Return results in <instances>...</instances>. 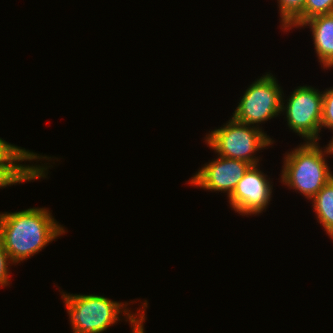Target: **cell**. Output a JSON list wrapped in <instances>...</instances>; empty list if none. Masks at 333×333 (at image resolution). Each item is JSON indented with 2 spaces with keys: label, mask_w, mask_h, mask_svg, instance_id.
I'll list each match as a JSON object with an SVG mask.
<instances>
[{
  "label": "cell",
  "mask_w": 333,
  "mask_h": 333,
  "mask_svg": "<svg viewBox=\"0 0 333 333\" xmlns=\"http://www.w3.org/2000/svg\"><path fill=\"white\" fill-rule=\"evenodd\" d=\"M65 232L45 207L0 213V239L15 265L42 251Z\"/></svg>",
  "instance_id": "cell-1"
},
{
  "label": "cell",
  "mask_w": 333,
  "mask_h": 333,
  "mask_svg": "<svg viewBox=\"0 0 333 333\" xmlns=\"http://www.w3.org/2000/svg\"><path fill=\"white\" fill-rule=\"evenodd\" d=\"M61 295L73 333H103L121 320V314L124 315L126 322L129 321L130 326H133L146 315V308H148L145 300L138 310L140 312L133 314V311L128 309L127 306L130 303L127 302L124 304L95 294H70L62 291Z\"/></svg>",
  "instance_id": "cell-2"
},
{
  "label": "cell",
  "mask_w": 333,
  "mask_h": 333,
  "mask_svg": "<svg viewBox=\"0 0 333 333\" xmlns=\"http://www.w3.org/2000/svg\"><path fill=\"white\" fill-rule=\"evenodd\" d=\"M322 149L317 141H306L286 152L281 183L311 200L333 178L326 161L330 154L326 146Z\"/></svg>",
  "instance_id": "cell-3"
},
{
  "label": "cell",
  "mask_w": 333,
  "mask_h": 333,
  "mask_svg": "<svg viewBox=\"0 0 333 333\" xmlns=\"http://www.w3.org/2000/svg\"><path fill=\"white\" fill-rule=\"evenodd\" d=\"M204 138L207 146L209 145L215 154L243 160L252 166L260 165V157L255 156L256 152L274 143L261 128L239 122L232 116L226 124L209 131Z\"/></svg>",
  "instance_id": "cell-4"
},
{
  "label": "cell",
  "mask_w": 333,
  "mask_h": 333,
  "mask_svg": "<svg viewBox=\"0 0 333 333\" xmlns=\"http://www.w3.org/2000/svg\"><path fill=\"white\" fill-rule=\"evenodd\" d=\"M253 82L240 98L232 117L262 129L261 123L281 115L283 90L270 72Z\"/></svg>",
  "instance_id": "cell-5"
},
{
  "label": "cell",
  "mask_w": 333,
  "mask_h": 333,
  "mask_svg": "<svg viewBox=\"0 0 333 333\" xmlns=\"http://www.w3.org/2000/svg\"><path fill=\"white\" fill-rule=\"evenodd\" d=\"M291 95L282 97L281 113L285 114L288 127L304 141L321 139L323 91L312 86H298ZM287 101V102H286ZM286 102V104H285ZM285 104V105H284Z\"/></svg>",
  "instance_id": "cell-6"
},
{
  "label": "cell",
  "mask_w": 333,
  "mask_h": 333,
  "mask_svg": "<svg viewBox=\"0 0 333 333\" xmlns=\"http://www.w3.org/2000/svg\"><path fill=\"white\" fill-rule=\"evenodd\" d=\"M254 165L238 182L232 195L228 198L231 208L240 215H258L268 207L273 185L268 175Z\"/></svg>",
  "instance_id": "cell-7"
},
{
  "label": "cell",
  "mask_w": 333,
  "mask_h": 333,
  "mask_svg": "<svg viewBox=\"0 0 333 333\" xmlns=\"http://www.w3.org/2000/svg\"><path fill=\"white\" fill-rule=\"evenodd\" d=\"M217 157V159L214 158V160L204 164L200 170L198 169L188 184L212 192H226L229 198L238 182L252 165L243 160L219 155Z\"/></svg>",
  "instance_id": "cell-8"
},
{
  "label": "cell",
  "mask_w": 333,
  "mask_h": 333,
  "mask_svg": "<svg viewBox=\"0 0 333 333\" xmlns=\"http://www.w3.org/2000/svg\"><path fill=\"white\" fill-rule=\"evenodd\" d=\"M310 27L318 61L325 69L333 68V13L314 16L299 27Z\"/></svg>",
  "instance_id": "cell-9"
},
{
  "label": "cell",
  "mask_w": 333,
  "mask_h": 333,
  "mask_svg": "<svg viewBox=\"0 0 333 333\" xmlns=\"http://www.w3.org/2000/svg\"><path fill=\"white\" fill-rule=\"evenodd\" d=\"M22 162H0V188L46 178L50 166L47 164H20ZM47 171V172H46Z\"/></svg>",
  "instance_id": "cell-10"
},
{
  "label": "cell",
  "mask_w": 333,
  "mask_h": 333,
  "mask_svg": "<svg viewBox=\"0 0 333 333\" xmlns=\"http://www.w3.org/2000/svg\"><path fill=\"white\" fill-rule=\"evenodd\" d=\"M315 216L333 240V178L311 199Z\"/></svg>",
  "instance_id": "cell-11"
},
{
  "label": "cell",
  "mask_w": 333,
  "mask_h": 333,
  "mask_svg": "<svg viewBox=\"0 0 333 333\" xmlns=\"http://www.w3.org/2000/svg\"><path fill=\"white\" fill-rule=\"evenodd\" d=\"M44 159L46 161H52L53 158H51V156H42L36 152L34 153L25 148L18 147L6 142L3 138H0V162H33L34 160L38 162Z\"/></svg>",
  "instance_id": "cell-12"
},
{
  "label": "cell",
  "mask_w": 333,
  "mask_h": 333,
  "mask_svg": "<svg viewBox=\"0 0 333 333\" xmlns=\"http://www.w3.org/2000/svg\"><path fill=\"white\" fill-rule=\"evenodd\" d=\"M329 13H333V0H306L303 11L283 31L299 28L308 19Z\"/></svg>",
  "instance_id": "cell-13"
},
{
  "label": "cell",
  "mask_w": 333,
  "mask_h": 333,
  "mask_svg": "<svg viewBox=\"0 0 333 333\" xmlns=\"http://www.w3.org/2000/svg\"><path fill=\"white\" fill-rule=\"evenodd\" d=\"M281 28L284 30L302 11L306 0H277Z\"/></svg>",
  "instance_id": "cell-14"
},
{
  "label": "cell",
  "mask_w": 333,
  "mask_h": 333,
  "mask_svg": "<svg viewBox=\"0 0 333 333\" xmlns=\"http://www.w3.org/2000/svg\"><path fill=\"white\" fill-rule=\"evenodd\" d=\"M333 131V87L323 91L321 129Z\"/></svg>",
  "instance_id": "cell-15"
},
{
  "label": "cell",
  "mask_w": 333,
  "mask_h": 333,
  "mask_svg": "<svg viewBox=\"0 0 333 333\" xmlns=\"http://www.w3.org/2000/svg\"><path fill=\"white\" fill-rule=\"evenodd\" d=\"M13 264L0 239V287L10 286V265Z\"/></svg>",
  "instance_id": "cell-16"
},
{
  "label": "cell",
  "mask_w": 333,
  "mask_h": 333,
  "mask_svg": "<svg viewBox=\"0 0 333 333\" xmlns=\"http://www.w3.org/2000/svg\"><path fill=\"white\" fill-rule=\"evenodd\" d=\"M146 317L145 315L139 319L133 326H131L132 332L131 333H145L144 331V321Z\"/></svg>",
  "instance_id": "cell-17"
},
{
  "label": "cell",
  "mask_w": 333,
  "mask_h": 333,
  "mask_svg": "<svg viewBox=\"0 0 333 333\" xmlns=\"http://www.w3.org/2000/svg\"><path fill=\"white\" fill-rule=\"evenodd\" d=\"M332 139L330 140L329 144H327L326 148L327 151L329 152L330 155H333V137H331Z\"/></svg>",
  "instance_id": "cell-18"
}]
</instances>
